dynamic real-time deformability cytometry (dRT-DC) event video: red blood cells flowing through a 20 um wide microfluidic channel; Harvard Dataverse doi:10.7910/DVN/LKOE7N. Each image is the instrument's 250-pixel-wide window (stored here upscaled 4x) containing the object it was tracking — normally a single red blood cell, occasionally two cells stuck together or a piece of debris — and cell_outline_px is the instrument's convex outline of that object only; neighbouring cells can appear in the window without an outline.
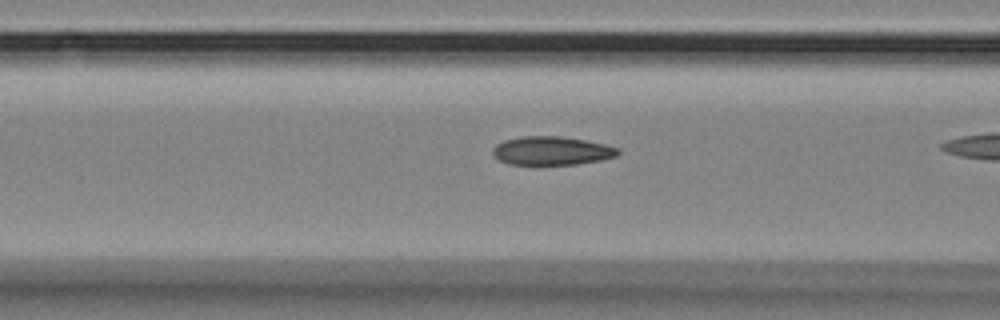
{"species": "Egyptian fruit bat (a non-hibernating species)", "species_latin": "Rousettus aegyptiacus", "temperature_condition": "room temperature", "stored_images_in_passage": 36, "camera_frame_rate_fps": 3000, "um_per_image_px": 0.085, "animal": {"sex": "female"}, "frame": {"image": 1, "passage_image": 14, "time_ms": 4.333, "image_size_px": [1000, 320], "cell_outline_px": [[620, 152], [616, 156], [600, 160], [576, 164], [508, 164], [500, 160], [492, 152], [492, 148], [496, 144], [504, 140], [524, 136], [564, 136], [604, 144], [620, 148]], "centroid_in_image_um": [46.9, 12.8], "position_along_channel_um": 119.7, "area_um2": 20.75}}
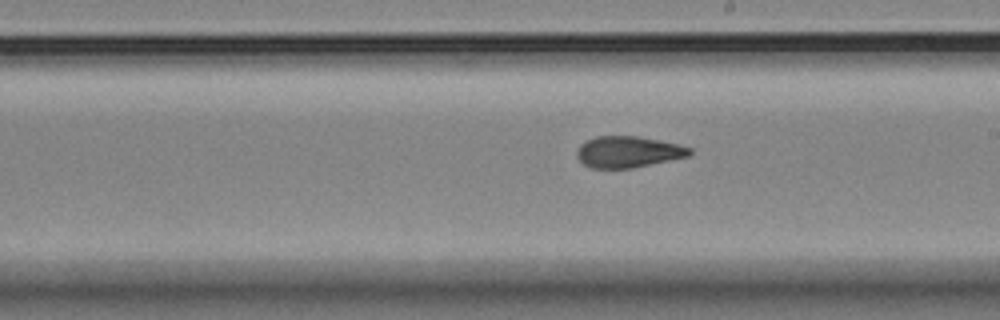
{"frame": {"image": 2, "passage_image": 24, "time_ms": 7.667, "image_size_px": [1000, 320], "cell_outline_px": [[692, 152], [688, 156], [632, 168], [592, 168], [584, 164], [576, 156], [576, 152], [580, 144], [596, 136], [636, 136], [676, 144], [692, 148]], "centroid_in_image_um": [53.36, 12.91], "position_along_channel_um": 235.6, "area_um2": 20.29}}
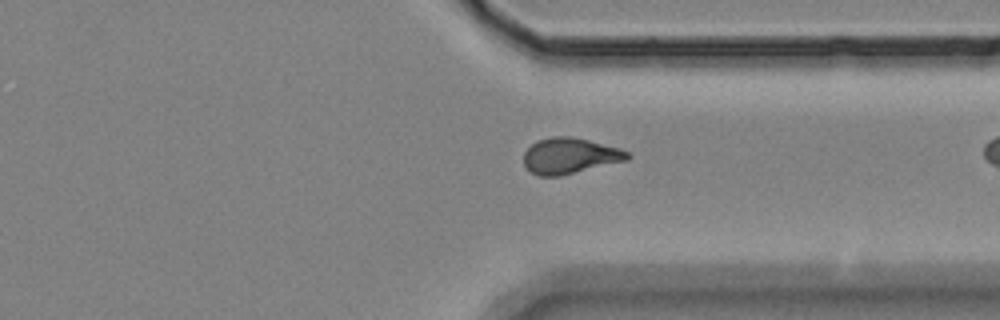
{"frame": {"image": 3, "passage_image": 35, "time_ms": 11.333, "image_size_px": [1000, 320], "cell_outline_px": [[632, 156], [628, 160], [560, 176], [540, 176], [532, 172], [524, 164], [524, 152], [536, 140], [552, 136], [572, 136], [620, 148], [628, 152]], "centroid_in_image_um": [48.45, 13.23], "position_along_channel_um": 363.0, "area_um2": 21.68}}